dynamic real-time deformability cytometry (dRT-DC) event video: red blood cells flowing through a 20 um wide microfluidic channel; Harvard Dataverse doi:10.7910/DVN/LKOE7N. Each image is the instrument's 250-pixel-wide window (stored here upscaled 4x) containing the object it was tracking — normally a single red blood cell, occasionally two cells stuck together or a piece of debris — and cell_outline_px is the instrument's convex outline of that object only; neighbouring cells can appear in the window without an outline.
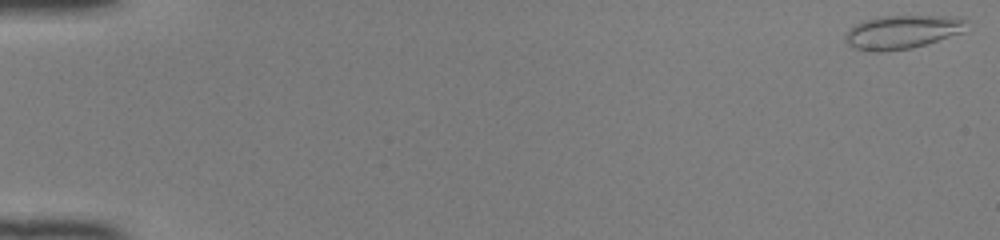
{"species": "common noctule bat (a hibernating species)", "species_latin": "Nyctalus noctula", "temperature_condition": "room temperature", "stored_images_in_passage": 50, "camera_frame_rate_fps": 3000, "um_per_image_px": 0.085, "animal": {"sex": "female", "body_mass_g": 22.0, "forearm_length_mm": 56.7}, "frame": {"image": 1, "passage_image": 1, "time_ms": 0.0, "image_size_px": [1000, 240], "cell_outline_px": [[968, 20], [960, 32], [912, 48], [880, 52], [868, 52], [852, 48], [844, 40], [844, 36], [856, 24], [864, 20], [880, 16], [944, 16]], "centroid_in_image_um": [76.57, 2.73], "position_along_channel_um": 8.4, "area_um2": 23.29}}
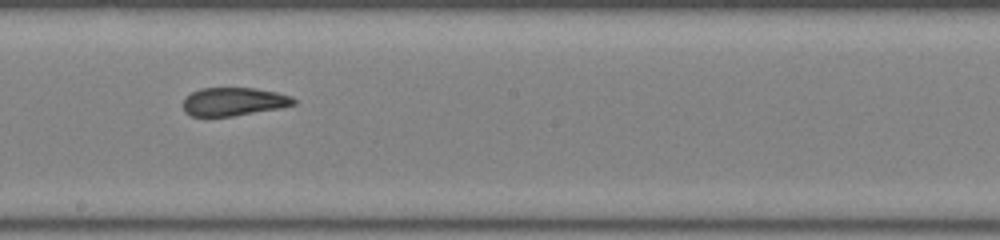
{"frame": {"image": 2, "passage_image": 29, "time_ms": 9.333, "image_size_px": [1000, 240], "cell_outline_px": [[296, 104], [280, 108], [232, 116], [192, 116], [184, 112], [184, 96], [200, 88], [256, 88], [276, 92], [292, 96], [296, 100]], "centroid_in_image_um": [19.86, 8.63], "position_along_channel_um": 228.3, "area_um2": 18.26}}
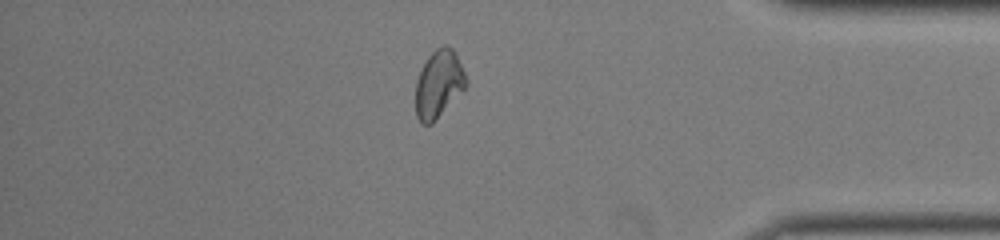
{"frame": {"image": 3, "passage_image": 43, "time_ms": 14.0, "image_size_px": [1000, 240], "cell_outline_px": [[468, 84], [432, 124], [420, 124], [416, 116], [416, 80], [428, 56], [436, 48], [444, 44], [452, 48], [468, 80]], "centroid_in_image_um": [37.27, 7.15], "position_along_channel_um": 397.9, "area_um2": 19.65}, "authors_computed_cell_mechanics": {"area_um2": 19.9988, "velocity_mm_per_s": 4.136, "shape_relaxation_time_tau1_ms": null, "shape_relaxation_time_tau2_ms": 0.9735, "deformation_change_tau1": null, "deformation_change_tau2": 0.0418}}